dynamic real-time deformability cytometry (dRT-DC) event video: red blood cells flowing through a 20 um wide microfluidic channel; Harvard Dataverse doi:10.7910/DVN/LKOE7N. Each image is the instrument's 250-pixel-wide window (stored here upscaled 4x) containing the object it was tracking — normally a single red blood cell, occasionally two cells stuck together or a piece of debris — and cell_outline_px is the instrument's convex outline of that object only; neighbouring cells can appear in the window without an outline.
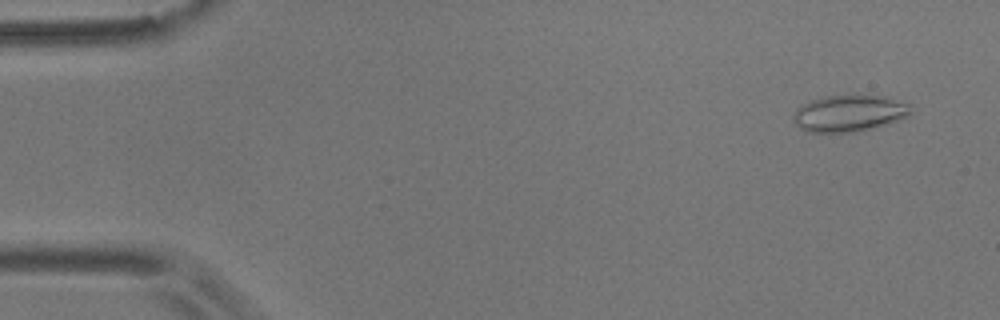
{"species": "common noctule bat (a hibernating species)", "species_latin": "Nyctalus noctula", "temperature_condition": "room temperature", "stored_images_in_passage": 54, "camera_frame_rate_fps": 3000, "um_per_image_px": 0.085, "animal": {"sex": "male", "body_mass_g": 17.9}, "frame": {"image": 1, "passage_image": 3, "time_ms": 0.667, "image_size_px": [1000, 320], "cell_outline_px": [[912, 112], [908, 116], [900, 120], [872, 128], [856, 132], [808, 132], [800, 128], [792, 120], [792, 116], [796, 108], [812, 100], [824, 96], [848, 92], [884, 96], [908, 104]], "centroid_in_image_um": [72.16, 9.59], "position_along_channel_um": 12.8, "area_um2": 25.72}}
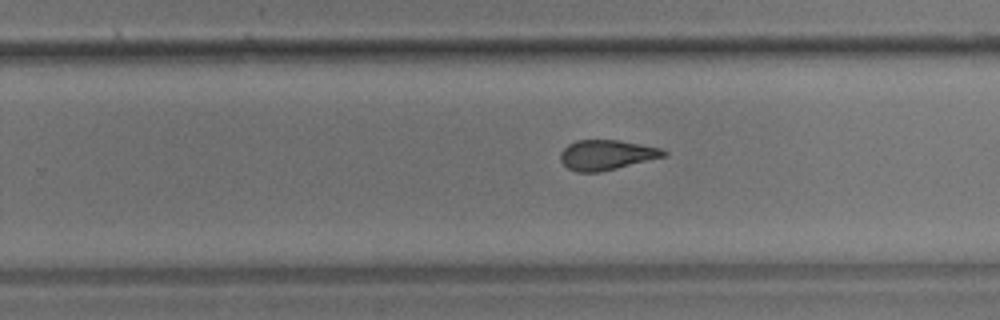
{"frame": {"image": 2, "passage_image": 34, "time_ms": 11.0, "image_size_px": [1000, 320], "cell_outline_px": [[668, 152], [664, 156], [600, 172], [576, 172], [568, 168], [560, 160], [560, 152], [568, 144], [576, 140], [620, 140], [660, 148]], "centroid_in_image_um": [51.51, 13.16], "position_along_channel_um": 278.3, "area_um2": 17.86}}
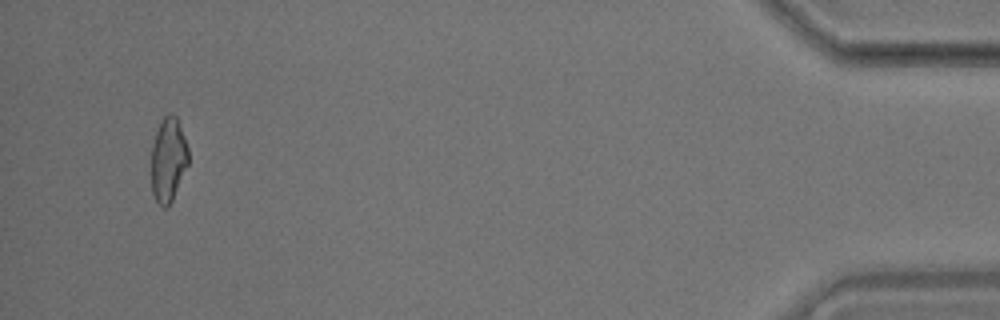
{"frame": {"image": 3, "passage_image": 52, "time_ms": 17.0, "image_size_px": [1000, 320], "cell_outline_px": [[188, 164], [172, 200], [164, 208], [152, 196], [152, 144], [160, 120], [168, 112], [172, 112], [176, 116], [188, 148]], "centroid_in_image_um": [14.29, 13.53], "position_along_channel_um": 420.9, "area_um2": 18.03}, "authors_computed_cell_mechanics": {"area_um2": 18.8139, "velocity_mm_per_s": 3.6444, "shape_relaxation_time_tau1_ms": null, "shape_relaxation_time_tau2_ms": 1.8801, "deformation_change_tau1": null, "deformation_change_tau2": 0.0937}}